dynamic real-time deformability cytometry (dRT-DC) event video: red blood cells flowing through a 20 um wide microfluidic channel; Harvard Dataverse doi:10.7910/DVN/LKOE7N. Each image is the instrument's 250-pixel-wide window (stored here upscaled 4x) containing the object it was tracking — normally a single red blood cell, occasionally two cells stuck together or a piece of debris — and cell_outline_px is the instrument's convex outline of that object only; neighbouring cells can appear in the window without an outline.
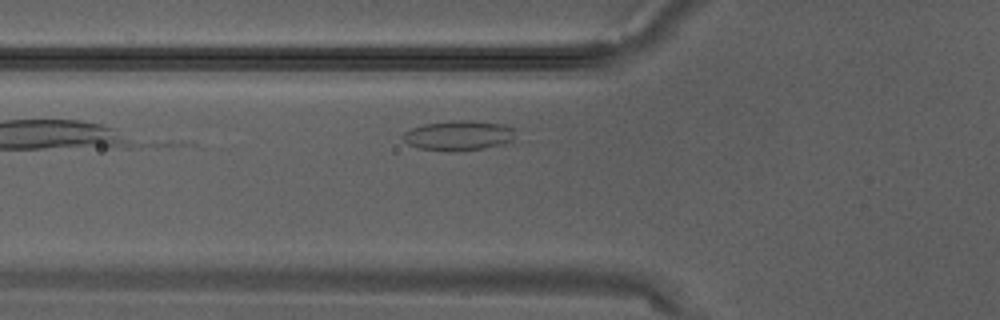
{"species": "Egyptian fruit bat (a non-hibernating species)", "species_latin": "Rousettus aegyptiacus", "temperature_condition": "warm", "stored_images_in_passage": 2, "camera_frame_rate_fps": 3000, "um_per_image_px": 0.085, "animal": {"sex": "male"}, "frame": {"image": 1, "passage_image": 2, "time_ms": 0.333, "image_size_px": [1000, 320], "cell_outline_px": [[516, 128], [512, 140], [500, 144], [480, 148], [420, 148], [408, 144], [404, 140], [404, 132], [412, 128], [424, 124], [456, 120], [472, 120], [508, 124]], "centroid_in_image_um": [39.05, 11.44], "position_along_channel_um": 86.7, "area_um2": 18.67}}